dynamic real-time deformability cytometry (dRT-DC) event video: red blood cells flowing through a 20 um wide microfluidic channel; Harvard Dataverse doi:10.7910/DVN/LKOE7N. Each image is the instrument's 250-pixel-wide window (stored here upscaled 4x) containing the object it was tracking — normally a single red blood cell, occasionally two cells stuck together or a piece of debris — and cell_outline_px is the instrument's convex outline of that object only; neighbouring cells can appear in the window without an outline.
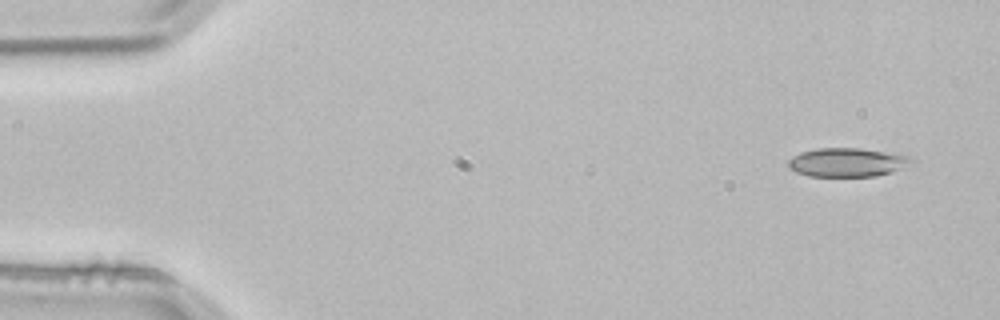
{"species": "common noctule bat (a hibernating species)", "species_latin": "Nyctalus noctula", "temperature_condition": "room temperature", "stored_images_in_passage": 4, "segment_of_instrument_passage": [2, 2], "camera_frame_rate_fps": 3000, "um_per_image_px": 0.085, "animal": {"sex": "male", "body_mass_g": 21.5, "forearm_length_mm": 52.0}, "frame": {"image": 1, "passage_image": 4, "time_ms": 1.0, "image_size_px": [1000, 320], "cell_outline_px": [[916, 164], [892, 172], [876, 176], [808, 176], [796, 172], [788, 168], [788, 160], [792, 156], [800, 152], [816, 148], [860, 148], [912, 156], [916, 160]], "centroid_in_image_um": [72.07, 13.8], "position_along_channel_um": 12.9, "area_um2": 21.1}}